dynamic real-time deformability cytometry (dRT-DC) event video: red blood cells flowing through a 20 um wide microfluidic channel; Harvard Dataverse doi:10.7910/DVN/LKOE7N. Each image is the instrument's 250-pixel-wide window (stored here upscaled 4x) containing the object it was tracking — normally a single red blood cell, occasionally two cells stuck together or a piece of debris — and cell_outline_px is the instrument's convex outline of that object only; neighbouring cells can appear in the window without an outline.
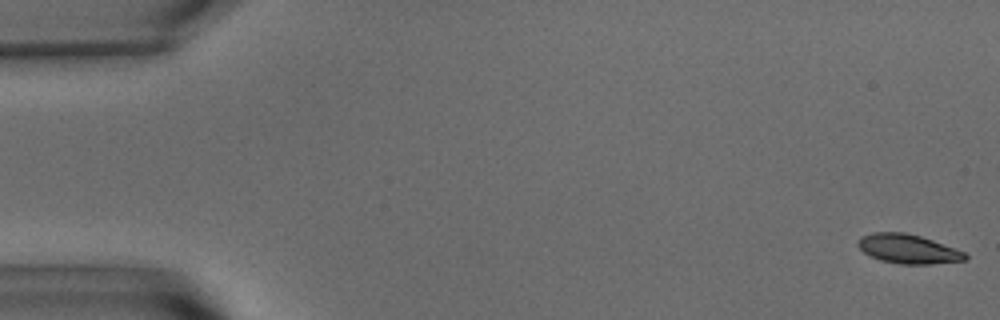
{"species": "common noctule bat (a hibernating species)", "species_latin": "Nyctalus noctula", "temperature_condition": "warm", "stored_images_in_passage": 56, "camera_frame_rate_fps": 3000, "um_per_image_px": 0.085, "animal": {"sex": "male", "body_mass_g": 15.6}, "frame": {"image": 1, "passage_image": 1, "time_ms": 0.0, "image_size_px": [1000, 320], "cell_outline_px": [[968, 260], [928, 264], [900, 264], [880, 260], [864, 252], [856, 244], [856, 240], [860, 236], [872, 232], [904, 232], [920, 236], [932, 240], [964, 252], [968, 256]], "centroid_in_image_um": [77.15, 21.15], "position_along_channel_um": 7.9, "area_um2": 18.21}}
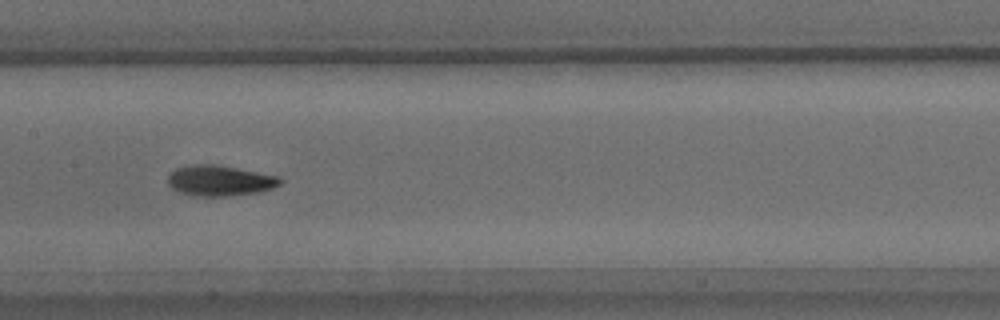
{"frame": {"image": 2, "passage_image": 28, "time_ms": 9.0, "image_size_px": [1000, 320], "cell_outline_px": [[284, 180], [280, 184], [272, 188], [260, 192], [228, 196], [192, 196], [180, 192], [172, 188], [168, 184], [168, 176], [176, 168], [192, 164], [216, 164], [280, 176]], "centroid_in_image_um": [18.7, 15.35], "position_along_channel_um": 188.7, "area_um2": 20.17}}
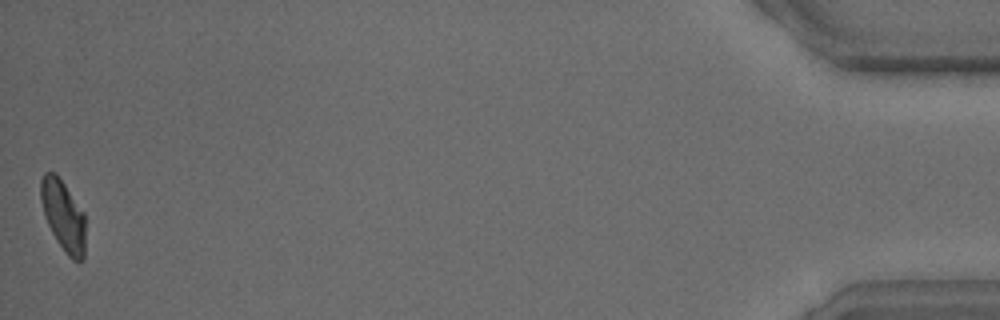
{"frame": {"image": 3, "passage_image": 56, "time_ms": 18.333, "image_size_px": [1000, 320], "cell_outline_px": [[84, 260], [72, 260], [64, 252], [56, 240], [44, 216], [40, 200], [40, 180], [44, 172], [56, 172], [84, 212]], "centroid_in_image_um": [5.35, 18.3], "position_along_channel_um": 429.8, "area_um2": 18.5}, "authors_computed_cell_mechanics": {"area_um2": 18.9295, "velocity_mm_per_s": 3.6077, "shape_relaxation_time_tau1_ms": 2.938, "shape_relaxation_time_tau2_ms": 2.1528, "deformation_change_tau1": 0.1373, "deformation_change_tau2": 0.0765}}